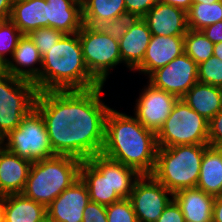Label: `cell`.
Returning a JSON list of instances; mask_svg holds the SVG:
<instances>
[{
    "label": "cell",
    "mask_w": 222,
    "mask_h": 222,
    "mask_svg": "<svg viewBox=\"0 0 222 222\" xmlns=\"http://www.w3.org/2000/svg\"><path fill=\"white\" fill-rule=\"evenodd\" d=\"M193 3H207V4H212L214 2H217V1H221V0H192Z\"/></svg>",
    "instance_id": "44"
},
{
    "label": "cell",
    "mask_w": 222,
    "mask_h": 222,
    "mask_svg": "<svg viewBox=\"0 0 222 222\" xmlns=\"http://www.w3.org/2000/svg\"><path fill=\"white\" fill-rule=\"evenodd\" d=\"M65 34L51 27L33 30L28 36L38 48L43 57Z\"/></svg>",
    "instance_id": "32"
},
{
    "label": "cell",
    "mask_w": 222,
    "mask_h": 222,
    "mask_svg": "<svg viewBox=\"0 0 222 222\" xmlns=\"http://www.w3.org/2000/svg\"><path fill=\"white\" fill-rule=\"evenodd\" d=\"M213 56L219 58L222 61V42L214 44Z\"/></svg>",
    "instance_id": "42"
},
{
    "label": "cell",
    "mask_w": 222,
    "mask_h": 222,
    "mask_svg": "<svg viewBox=\"0 0 222 222\" xmlns=\"http://www.w3.org/2000/svg\"><path fill=\"white\" fill-rule=\"evenodd\" d=\"M81 162L61 155L32 162L22 194L47 207L79 178Z\"/></svg>",
    "instance_id": "5"
},
{
    "label": "cell",
    "mask_w": 222,
    "mask_h": 222,
    "mask_svg": "<svg viewBox=\"0 0 222 222\" xmlns=\"http://www.w3.org/2000/svg\"><path fill=\"white\" fill-rule=\"evenodd\" d=\"M142 19L152 35L178 36L185 35L189 30L186 11L159 1Z\"/></svg>",
    "instance_id": "16"
},
{
    "label": "cell",
    "mask_w": 222,
    "mask_h": 222,
    "mask_svg": "<svg viewBox=\"0 0 222 222\" xmlns=\"http://www.w3.org/2000/svg\"><path fill=\"white\" fill-rule=\"evenodd\" d=\"M208 145L222 147V110L209 121Z\"/></svg>",
    "instance_id": "34"
},
{
    "label": "cell",
    "mask_w": 222,
    "mask_h": 222,
    "mask_svg": "<svg viewBox=\"0 0 222 222\" xmlns=\"http://www.w3.org/2000/svg\"><path fill=\"white\" fill-rule=\"evenodd\" d=\"M46 218L45 205L22 193L4 195V222H42Z\"/></svg>",
    "instance_id": "24"
},
{
    "label": "cell",
    "mask_w": 222,
    "mask_h": 222,
    "mask_svg": "<svg viewBox=\"0 0 222 222\" xmlns=\"http://www.w3.org/2000/svg\"><path fill=\"white\" fill-rule=\"evenodd\" d=\"M185 53L184 35H152L142 62L133 70L148 77L157 69L166 66L176 57Z\"/></svg>",
    "instance_id": "15"
},
{
    "label": "cell",
    "mask_w": 222,
    "mask_h": 222,
    "mask_svg": "<svg viewBox=\"0 0 222 222\" xmlns=\"http://www.w3.org/2000/svg\"><path fill=\"white\" fill-rule=\"evenodd\" d=\"M78 36L84 62L90 74L104 85L110 70L122 63L119 40L102 33L96 27L84 24Z\"/></svg>",
    "instance_id": "10"
},
{
    "label": "cell",
    "mask_w": 222,
    "mask_h": 222,
    "mask_svg": "<svg viewBox=\"0 0 222 222\" xmlns=\"http://www.w3.org/2000/svg\"><path fill=\"white\" fill-rule=\"evenodd\" d=\"M0 222H4V196H0Z\"/></svg>",
    "instance_id": "43"
},
{
    "label": "cell",
    "mask_w": 222,
    "mask_h": 222,
    "mask_svg": "<svg viewBox=\"0 0 222 222\" xmlns=\"http://www.w3.org/2000/svg\"><path fill=\"white\" fill-rule=\"evenodd\" d=\"M182 100L209 122L222 110V88L197 82Z\"/></svg>",
    "instance_id": "23"
},
{
    "label": "cell",
    "mask_w": 222,
    "mask_h": 222,
    "mask_svg": "<svg viewBox=\"0 0 222 222\" xmlns=\"http://www.w3.org/2000/svg\"><path fill=\"white\" fill-rule=\"evenodd\" d=\"M23 34L10 20H0V63L5 65Z\"/></svg>",
    "instance_id": "30"
},
{
    "label": "cell",
    "mask_w": 222,
    "mask_h": 222,
    "mask_svg": "<svg viewBox=\"0 0 222 222\" xmlns=\"http://www.w3.org/2000/svg\"><path fill=\"white\" fill-rule=\"evenodd\" d=\"M213 48L214 43H212L201 30L189 29L184 35L185 53L193 59L197 65L213 56Z\"/></svg>",
    "instance_id": "28"
},
{
    "label": "cell",
    "mask_w": 222,
    "mask_h": 222,
    "mask_svg": "<svg viewBox=\"0 0 222 222\" xmlns=\"http://www.w3.org/2000/svg\"><path fill=\"white\" fill-rule=\"evenodd\" d=\"M212 222H222V195L215 197Z\"/></svg>",
    "instance_id": "40"
},
{
    "label": "cell",
    "mask_w": 222,
    "mask_h": 222,
    "mask_svg": "<svg viewBox=\"0 0 222 222\" xmlns=\"http://www.w3.org/2000/svg\"><path fill=\"white\" fill-rule=\"evenodd\" d=\"M157 149L154 132L146 129L134 116L110 108L101 154L135 169L140 175H151Z\"/></svg>",
    "instance_id": "2"
},
{
    "label": "cell",
    "mask_w": 222,
    "mask_h": 222,
    "mask_svg": "<svg viewBox=\"0 0 222 222\" xmlns=\"http://www.w3.org/2000/svg\"><path fill=\"white\" fill-rule=\"evenodd\" d=\"M2 146L31 162L55 156L42 115L36 108L22 119L15 130L3 138Z\"/></svg>",
    "instance_id": "9"
},
{
    "label": "cell",
    "mask_w": 222,
    "mask_h": 222,
    "mask_svg": "<svg viewBox=\"0 0 222 222\" xmlns=\"http://www.w3.org/2000/svg\"><path fill=\"white\" fill-rule=\"evenodd\" d=\"M140 19L141 17L138 14L125 11L115 19L98 24L96 28L102 33L119 40Z\"/></svg>",
    "instance_id": "29"
},
{
    "label": "cell",
    "mask_w": 222,
    "mask_h": 222,
    "mask_svg": "<svg viewBox=\"0 0 222 222\" xmlns=\"http://www.w3.org/2000/svg\"><path fill=\"white\" fill-rule=\"evenodd\" d=\"M222 21V0L214 3H192L187 11L188 28L202 30L206 26Z\"/></svg>",
    "instance_id": "27"
},
{
    "label": "cell",
    "mask_w": 222,
    "mask_h": 222,
    "mask_svg": "<svg viewBox=\"0 0 222 222\" xmlns=\"http://www.w3.org/2000/svg\"><path fill=\"white\" fill-rule=\"evenodd\" d=\"M136 99L134 117L148 130L157 134L169 117L178 98L169 92L155 88L147 82Z\"/></svg>",
    "instance_id": "13"
},
{
    "label": "cell",
    "mask_w": 222,
    "mask_h": 222,
    "mask_svg": "<svg viewBox=\"0 0 222 222\" xmlns=\"http://www.w3.org/2000/svg\"><path fill=\"white\" fill-rule=\"evenodd\" d=\"M129 199L138 222H156L173 200V193L152 175H141L136 180Z\"/></svg>",
    "instance_id": "11"
},
{
    "label": "cell",
    "mask_w": 222,
    "mask_h": 222,
    "mask_svg": "<svg viewBox=\"0 0 222 222\" xmlns=\"http://www.w3.org/2000/svg\"><path fill=\"white\" fill-rule=\"evenodd\" d=\"M84 25L98 24L115 19L126 10L124 0H81Z\"/></svg>",
    "instance_id": "26"
},
{
    "label": "cell",
    "mask_w": 222,
    "mask_h": 222,
    "mask_svg": "<svg viewBox=\"0 0 222 222\" xmlns=\"http://www.w3.org/2000/svg\"><path fill=\"white\" fill-rule=\"evenodd\" d=\"M4 72V65L0 63V74Z\"/></svg>",
    "instance_id": "45"
},
{
    "label": "cell",
    "mask_w": 222,
    "mask_h": 222,
    "mask_svg": "<svg viewBox=\"0 0 222 222\" xmlns=\"http://www.w3.org/2000/svg\"><path fill=\"white\" fill-rule=\"evenodd\" d=\"M31 164L0 146V196L23 192Z\"/></svg>",
    "instance_id": "18"
},
{
    "label": "cell",
    "mask_w": 222,
    "mask_h": 222,
    "mask_svg": "<svg viewBox=\"0 0 222 222\" xmlns=\"http://www.w3.org/2000/svg\"><path fill=\"white\" fill-rule=\"evenodd\" d=\"M82 222H107L106 206L89 201L83 211Z\"/></svg>",
    "instance_id": "35"
},
{
    "label": "cell",
    "mask_w": 222,
    "mask_h": 222,
    "mask_svg": "<svg viewBox=\"0 0 222 222\" xmlns=\"http://www.w3.org/2000/svg\"><path fill=\"white\" fill-rule=\"evenodd\" d=\"M198 82L222 88V61L211 56L198 64Z\"/></svg>",
    "instance_id": "31"
},
{
    "label": "cell",
    "mask_w": 222,
    "mask_h": 222,
    "mask_svg": "<svg viewBox=\"0 0 222 222\" xmlns=\"http://www.w3.org/2000/svg\"><path fill=\"white\" fill-rule=\"evenodd\" d=\"M151 36L147 23L141 18L119 39L122 63L129 70H134L142 62Z\"/></svg>",
    "instance_id": "21"
},
{
    "label": "cell",
    "mask_w": 222,
    "mask_h": 222,
    "mask_svg": "<svg viewBox=\"0 0 222 222\" xmlns=\"http://www.w3.org/2000/svg\"><path fill=\"white\" fill-rule=\"evenodd\" d=\"M206 146L177 145L158 148L151 175L173 194L181 189L196 187Z\"/></svg>",
    "instance_id": "6"
},
{
    "label": "cell",
    "mask_w": 222,
    "mask_h": 222,
    "mask_svg": "<svg viewBox=\"0 0 222 222\" xmlns=\"http://www.w3.org/2000/svg\"><path fill=\"white\" fill-rule=\"evenodd\" d=\"M9 20L23 35L48 27L46 0H13Z\"/></svg>",
    "instance_id": "22"
},
{
    "label": "cell",
    "mask_w": 222,
    "mask_h": 222,
    "mask_svg": "<svg viewBox=\"0 0 222 222\" xmlns=\"http://www.w3.org/2000/svg\"><path fill=\"white\" fill-rule=\"evenodd\" d=\"M10 59L4 65V72L33 83L40 77L42 56L28 35L19 39Z\"/></svg>",
    "instance_id": "17"
},
{
    "label": "cell",
    "mask_w": 222,
    "mask_h": 222,
    "mask_svg": "<svg viewBox=\"0 0 222 222\" xmlns=\"http://www.w3.org/2000/svg\"><path fill=\"white\" fill-rule=\"evenodd\" d=\"M103 86L37 93L35 108L42 115L54 155L83 161L101 154L110 110L100 99Z\"/></svg>",
    "instance_id": "1"
},
{
    "label": "cell",
    "mask_w": 222,
    "mask_h": 222,
    "mask_svg": "<svg viewBox=\"0 0 222 222\" xmlns=\"http://www.w3.org/2000/svg\"><path fill=\"white\" fill-rule=\"evenodd\" d=\"M38 92L88 90L101 85L89 72L78 33L65 34L42 57Z\"/></svg>",
    "instance_id": "3"
},
{
    "label": "cell",
    "mask_w": 222,
    "mask_h": 222,
    "mask_svg": "<svg viewBox=\"0 0 222 222\" xmlns=\"http://www.w3.org/2000/svg\"><path fill=\"white\" fill-rule=\"evenodd\" d=\"M161 3L175 6L177 8L183 9L184 11H188L190 6L192 5V0H158Z\"/></svg>",
    "instance_id": "41"
},
{
    "label": "cell",
    "mask_w": 222,
    "mask_h": 222,
    "mask_svg": "<svg viewBox=\"0 0 222 222\" xmlns=\"http://www.w3.org/2000/svg\"><path fill=\"white\" fill-rule=\"evenodd\" d=\"M140 176L135 169L103 154L83 160L79 173L88 189L90 201L104 206L129 198Z\"/></svg>",
    "instance_id": "4"
},
{
    "label": "cell",
    "mask_w": 222,
    "mask_h": 222,
    "mask_svg": "<svg viewBox=\"0 0 222 222\" xmlns=\"http://www.w3.org/2000/svg\"><path fill=\"white\" fill-rule=\"evenodd\" d=\"M126 10L138 14L141 18L158 2V0H124Z\"/></svg>",
    "instance_id": "37"
},
{
    "label": "cell",
    "mask_w": 222,
    "mask_h": 222,
    "mask_svg": "<svg viewBox=\"0 0 222 222\" xmlns=\"http://www.w3.org/2000/svg\"><path fill=\"white\" fill-rule=\"evenodd\" d=\"M89 201L88 189L79 177L46 207L47 219L51 222H82Z\"/></svg>",
    "instance_id": "14"
},
{
    "label": "cell",
    "mask_w": 222,
    "mask_h": 222,
    "mask_svg": "<svg viewBox=\"0 0 222 222\" xmlns=\"http://www.w3.org/2000/svg\"><path fill=\"white\" fill-rule=\"evenodd\" d=\"M148 82L182 99L198 82V65L186 53L176 57L166 66L155 70Z\"/></svg>",
    "instance_id": "12"
},
{
    "label": "cell",
    "mask_w": 222,
    "mask_h": 222,
    "mask_svg": "<svg viewBox=\"0 0 222 222\" xmlns=\"http://www.w3.org/2000/svg\"><path fill=\"white\" fill-rule=\"evenodd\" d=\"M3 138L0 136V146L2 145Z\"/></svg>",
    "instance_id": "46"
},
{
    "label": "cell",
    "mask_w": 222,
    "mask_h": 222,
    "mask_svg": "<svg viewBox=\"0 0 222 222\" xmlns=\"http://www.w3.org/2000/svg\"><path fill=\"white\" fill-rule=\"evenodd\" d=\"M42 222H51V221H49L47 218L44 220V221H42Z\"/></svg>",
    "instance_id": "47"
},
{
    "label": "cell",
    "mask_w": 222,
    "mask_h": 222,
    "mask_svg": "<svg viewBox=\"0 0 222 222\" xmlns=\"http://www.w3.org/2000/svg\"><path fill=\"white\" fill-rule=\"evenodd\" d=\"M38 90L33 82L0 74V136L15 130L22 119L35 108Z\"/></svg>",
    "instance_id": "8"
},
{
    "label": "cell",
    "mask_w": 222,
    "mask_h": 222,
    "mask_svg": "<svg viewBox=\"0 0 222 222\" xmlns=\"http://www.w3.org/2000/svg\"><path fill=\"white\" fill-rule=\"evenodd\" d=\"M13 0H0V20H9L12 12Z\"/></svg>",
    "instance_id": "39"
},
{
    "label": "cell",
    "mask_w": 222,
    "mask_h": 222,
    "mask_svg": "<svg viewBox=\"0 0 222 222\" xmlns=\"http://www.w3.org/2000/svg\"><path fill=\"white\" fill-rule=\"evenodd\" d=\"M107 222H138L129 198L106 206Z\"/></svg>",
    "instance_id": "33"
},
{
    "label": "cell",
    "mask_w": 222,
    "mask_h": 222,
    "mask_svg": "<svg viewBox=\"0 0 222 222\" xmlns=\"http://www.w3.org/2000/svg\"><path fill=\"white\" fill-rule=\"evenodd\" d=\"M201 31L212 43L222 42V21L206 26Z\"/></svg>",
    "instance_id": "38"
},
{
    "label": "cell",
    "mask_w": 222,
    "mask_h": 222,
    "mask_svg": "<svg viewBox=\"0 0 222 222\" xmlns=\"http://www.w3.org/2000/svg\"><path fill=\"white\" fill-rule=\"evenodd\" d=\"M196 187L214 197L222 195V147L206 146Z\"/></svg>",
    "instance_id": "25"
},
{
    "label": "cell",
    "mask_w": 222,
    "mask_h": 222,
    "mask_svg": "<svg viewBox=\"0 0 222 222\" xmlns=\"http://www.w3.org/2000/svg\"><path fill=\"white\" fill-rule=\"evenodd\" d=\"M209 122L178 99L156 134L158 148L177 145H208Z\"/></svg>",
    "instance_id": "7"
},
{
    "label": "cell",
    "mask_w": 222,
    "mask_h": 222,
    "mask_svg": "<svg viewBox=\"0 0 222 222\" xmlns=\"http://www.w3.org/2000/svg\"><path fill=\"white\" fill-rule=\"evenodd\" d=\"M156 222H185V218L180 207L172 200Z\"/></svg>",
    "instance_id": "36"
},
{
    "label": "cell",
    "mask_w": 222,
    "mask_h": 222,
    "mask_svg": "<svg viewBox=\"0 0 222 222\" xmlns=\"http://www.w3.org/2000/svg\"><path fill=\"white\" fill-rule=\"evenodd\" d=\"M173 200L180 207L185 222H212L214 196L194 187L178 190Z\"/></svg>",
    "instance_id": "19"
},
{
    "label": "cell",
    "mask_w": 222,
    "mask_h": 222,
    "mask_svg": "<svg viewBox=\"0 0 222 222\" xmlns=\"http://www.w3.org/2000/svg\"><path fill=\"white\" fill-rule=\"evenodd\" d=\"M48 27L64 34H75L81 30V0H46Z\"/></svg>",
    "instance_id": "20"
}]
</instances>
